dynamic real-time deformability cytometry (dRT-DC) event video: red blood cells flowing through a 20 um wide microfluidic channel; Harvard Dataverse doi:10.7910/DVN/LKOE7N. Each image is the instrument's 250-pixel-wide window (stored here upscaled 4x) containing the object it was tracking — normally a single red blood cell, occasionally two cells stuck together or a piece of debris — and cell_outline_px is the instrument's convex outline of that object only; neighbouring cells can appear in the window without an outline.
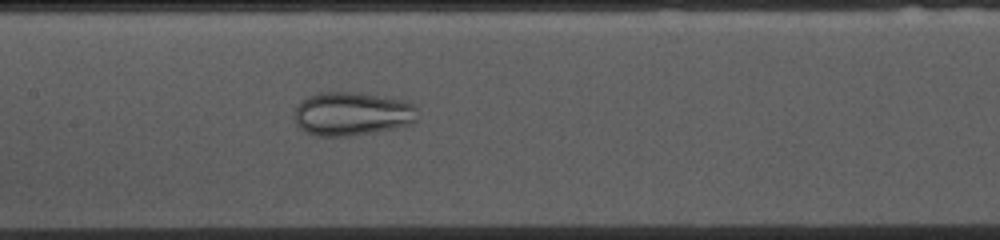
{"species": "common noctule bat (a hibernating species)", "species_latin": "Nyctalus noctula", "temperature_condition": "cold", "stored_images_in_passage": 53, "camera_frame_rate_fps": 3000, "um_per_image_px": 0.085, "animal": {"sex": "female", "body_mass_g": 10.0, "forearm_length_mm": 53.1}, "frame": {"image": 1, "passage_image": 24, "time_ms": 7.667, "image_size_px": [1000, 240], "cell_outline_px": [[416, 120], [412, 124], [352, 136], [316, 136], [304, 132], [296, 124], [296, 104], [300, 100], [308, 96], [320, 92], [360, 92], [408, 100], [416, 108]], "centroid_in_image_um": [29.91, 9.66], "position_along_channel_um": 177.5, "area_um2": 31.62}}
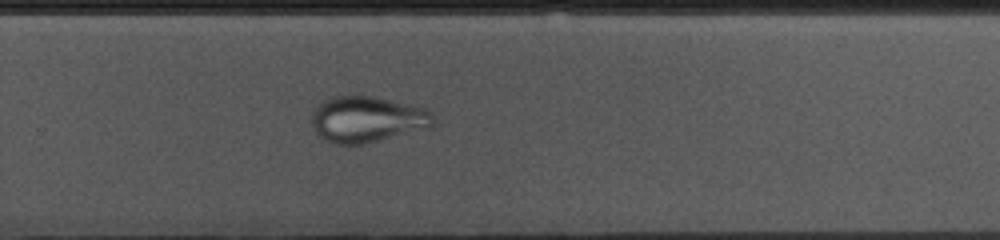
{"frame": {"image": 2, "passage_image": 34, "time_ms": 11.0, "image_size_px": [1000, 240], "cell_outline_px": [[432, 124], [428, 128], [360, 144], [336, 144], [320, 136], [316, 132], [312, 124], [312, 112], [324, 100], [336, 96], [372, 96], [424, 108], [432, 112]], "centroid_in_image_um": [31.18, 10.13], "position_along_channel_um": 298.6, "area_um2": 31.85}}
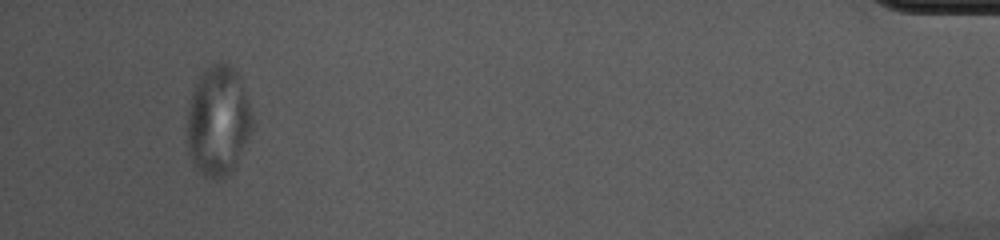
{"frame": {"image": 3, "passage_image": 50, "time_ms": 16.333, "image_size_px": [1000, 240], "cell_outline_px": [[252, 128], [236, 164], [224, 176], [216, 180], [212, 180], [204, 176], [196, 168], [188, 152], [188, 112], [192, 92], [204, 68], [220, 60], [228, 64], [240, 76], [252, 112]], "centroid_in_image_um": [18.54, 10.26], "position_along_channel_um": 416.7, "area_um2": 41.5}}